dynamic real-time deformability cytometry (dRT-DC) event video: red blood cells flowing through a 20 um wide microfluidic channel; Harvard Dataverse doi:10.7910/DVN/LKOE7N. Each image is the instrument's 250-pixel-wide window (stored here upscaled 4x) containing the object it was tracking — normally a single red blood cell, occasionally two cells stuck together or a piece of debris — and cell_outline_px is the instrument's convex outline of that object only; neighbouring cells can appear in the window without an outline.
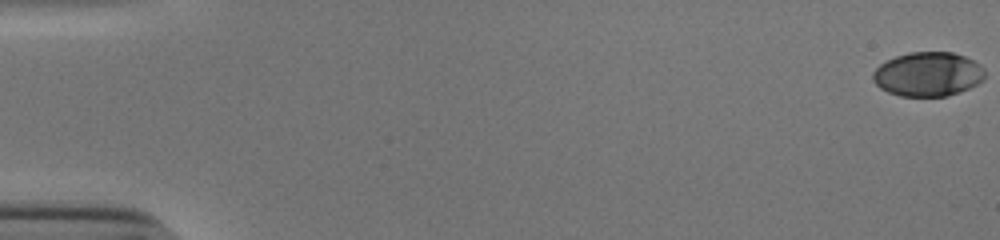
{"species": "human", "species_latin": "Homo sapiens", "temperature_condition": "cold", "stored_images_in_passage": 54, "camera_frame_rate_fps": 3000, "um_per_image_px": 0.085, "donor": {"sex": "male"}, "frame": {"image": 1, "passage_image": 1, "time_ms": 0.0, "image_size_px": [1000, 240], "cell_outline_px": [[984, 80], [960, 92], [948, 96], [900, 96], [888, 92], [880, 88], [872, 80], [872, 72], [880, 64], [896, 56], [908, 52], [952, 52], [964, 56], [980, 64], [984, 68]], "centroid_in_image_um": [78.86, 6.31], "position_along_channel_um": 6.1, "area_um2": 28.96}}
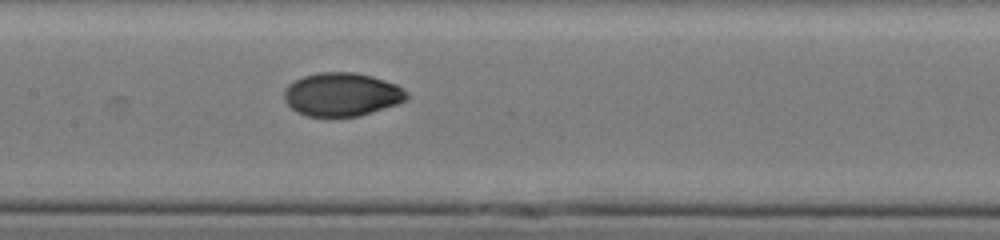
{"frame": {"image": 2, "passage_image": 28, "time_ms": 9.0, "image_size_px": [1000, 240], "cell_outline_px": [[408, 96], [404, 100], [396, 104], [360, 116], [308, 116], [296, 112], [284, 100], [284, 88], [288, 84], [304, 76], [320, 72], [352, 72], [372, 76], [396, 84], [408, 92]], "centroid_in_image_um": [29.04, 8.02], "position_along_channel_um": 178.4, "area_um2": 30.87}}
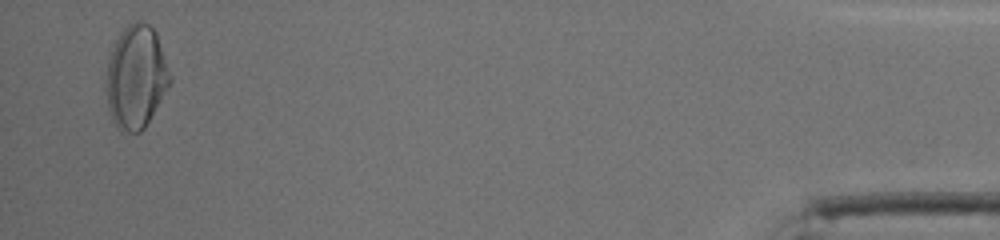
{"frame": {"image": 3, "passage_image": 53, "time_ms": 17.333, "image_size_px": [1000, 240], "cell_outline_px": [[172, 80], [168, 88], [144, 128], [140, 132], [120, 132], [116, 128], [112, 120], [108, 108], [108, 64], [112, 48], [120, 32], [128, 24], [136, 20], [140, 20], [148, 24], [156, 32]], "centroid_in_image_um": [11.58, 6.55], "position_along_channel_um": 423.6, "area_um2": 37.86}, "authors_computed_cell_mechanics": {"area_um2": 30.3739, "velocity_mm_per_s": 3.8804, "shape_relaxation_time_tau1_ms": 5.5918, "shape_relaxation_time_tau2_ms": 1.264, "deformation_change_tau1": 0.196, "deformation_change_tau2": 0.0295}}